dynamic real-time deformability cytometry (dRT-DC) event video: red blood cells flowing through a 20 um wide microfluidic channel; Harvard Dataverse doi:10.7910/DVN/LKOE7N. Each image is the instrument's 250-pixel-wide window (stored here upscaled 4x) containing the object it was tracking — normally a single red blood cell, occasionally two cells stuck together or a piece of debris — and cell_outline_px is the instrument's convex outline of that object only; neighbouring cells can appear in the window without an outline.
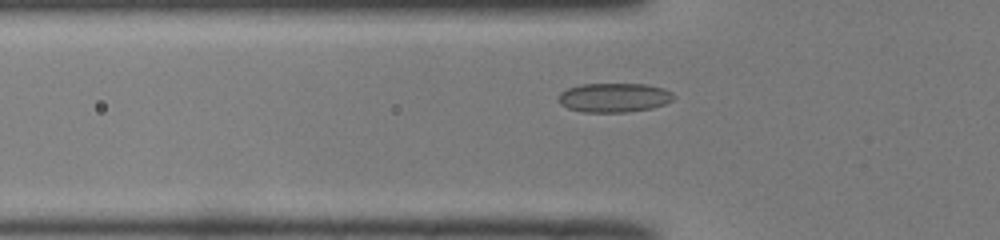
{"species": "common noctule bat (a hibernating species)", "species_latin": "Nyctalus noctula", "temperature_condition": "room temperature", "stored_images_in_passage": 32, "camera_frame_rate_fps": 3000, "um_per_image_px": 0.085, "animal": {"sex": "male", "body_mass_g": 19.0, "forearm_length_mm": 50.8}, "frame": {"image": 1, "passage_image": 4, "time_ms": 1.0, "image_size_px": [1000, 240], "cell_outline_px": [[676, 96], [672, 100], [664, 104], [652, 108], [628, 112], [584, 112], [568, 108], [560, 104], [556, 100], [556, 96], [560, 92], [568, 88], [580, 84], [648, 84], [664, 88], [672, 92]], "centroid_in_image_um": [52.18, 8.29], "position_along_channel_um": 73.6, "area_um2": 19.88}}
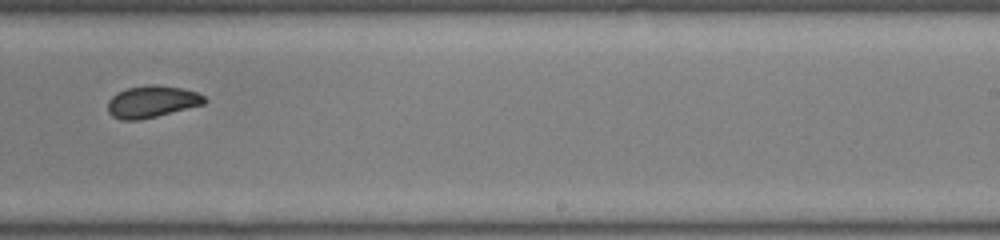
{"frame": {"image": 2, "passage_image": 19, "time_ms": 6.0, "image_size_px": [1000, 240], "cell_outline_px": [[208, 100], [204, 104], [140, 120], [120, 120], [112, 116], [108, 112], [108, 100], [116, 92], [128, 88], [148, 84], [156, 84], [184, 88], [196, 92], [204, 96]], "centroid_in_image_um": [12.9, 8.63], "position_along_channel_um": 276.1, "area_um2": 18.09}}
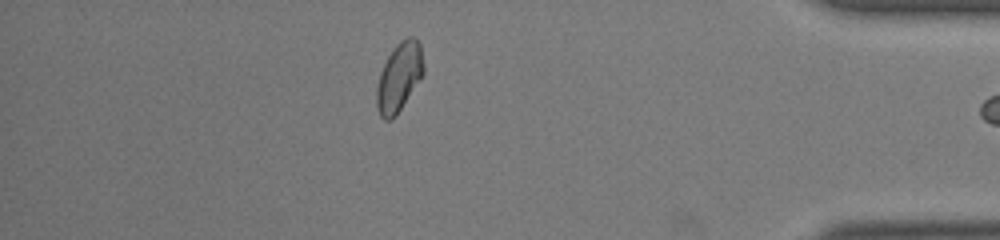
{"frame": {"image": 3, "passage_image": 31, "time_ms": 10.0, "image_size_px": [1000, 240], "cell_outline_px": [[424, 72], [420, 80], [396, 116], [392, 120], [384, 120], [380, 116], [376, 104], [376, 88], [380, 72], [392, 48], [400, 40], [408, 36], [412, 36], [420, 44], [424, 64]], "centroid_in_image_um": [33.92, 6.56], "position_along_channel_um": 401.3, "area_um2": 18.96}}